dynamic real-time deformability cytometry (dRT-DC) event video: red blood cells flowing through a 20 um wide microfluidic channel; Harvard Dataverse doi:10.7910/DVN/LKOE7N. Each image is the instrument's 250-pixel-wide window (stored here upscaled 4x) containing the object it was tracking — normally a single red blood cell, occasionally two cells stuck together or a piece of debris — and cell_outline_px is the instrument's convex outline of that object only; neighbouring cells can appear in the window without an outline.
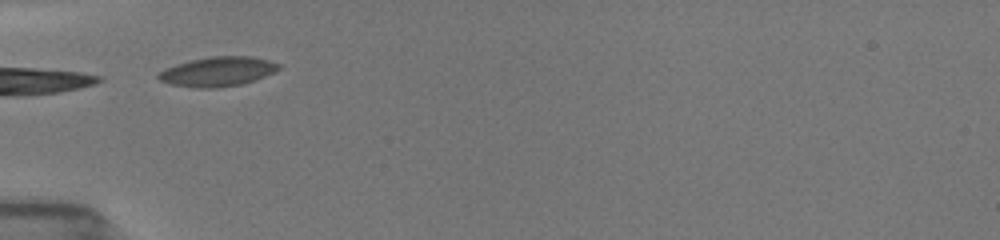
{"species": "common noctule bat (a hibernating species)", "species_latin": "Nyctalus noctula", "temperature_condition": "room temperature", "stored_images_in_passage": 4, "camera_frame_rate_fps": 3000, "um_per_image_px": 0.085, "animal": {"sex": "female", "body_mass_g": 19.5, "forearm_length_mm": 54.1}, "frame": {"image": 1, "passage_image": 1, "time_ms": 0.0, "image_size_px": [1000, 240], "cell_outline_px": [[280, 68], [264, 76], [244, 84], [220, 88], [196, 88], [168, 84], [160, 80], [156, 76], [156, 72], [164, 68], [176, 64], [192, 60], [212, 56], [252, 56], [268, 60], [280, 64]], "centroid_in_image_um": [18.45, 6.09], "position_along_channel_um": 66.5, "area_um2": 20.87}}
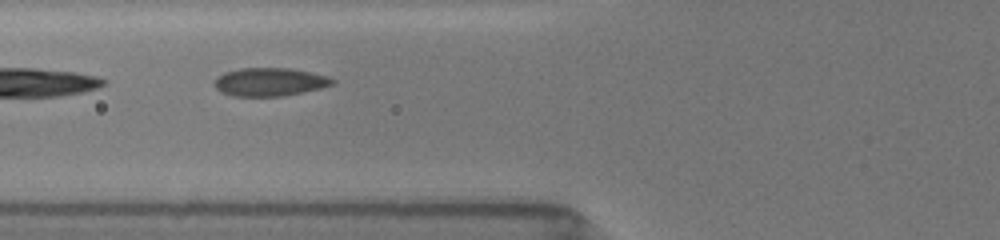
{"frame": {"image": 2, "passage_image": 3, "time_ms": 1.0, "image_size_px": [1000, 240], "cell_outline_px": [[336, 84], [304, 92], [284, 96], [232, 96], [220, 92], [212, 84], [216, 76], [224, 72], [240, 68], [288, 68], [328, 76], [336, 80]], "centroid_in_image_um": [22.89, 6.97], "position_along_channel_um": 102.9, "area_um2": 19.65}}